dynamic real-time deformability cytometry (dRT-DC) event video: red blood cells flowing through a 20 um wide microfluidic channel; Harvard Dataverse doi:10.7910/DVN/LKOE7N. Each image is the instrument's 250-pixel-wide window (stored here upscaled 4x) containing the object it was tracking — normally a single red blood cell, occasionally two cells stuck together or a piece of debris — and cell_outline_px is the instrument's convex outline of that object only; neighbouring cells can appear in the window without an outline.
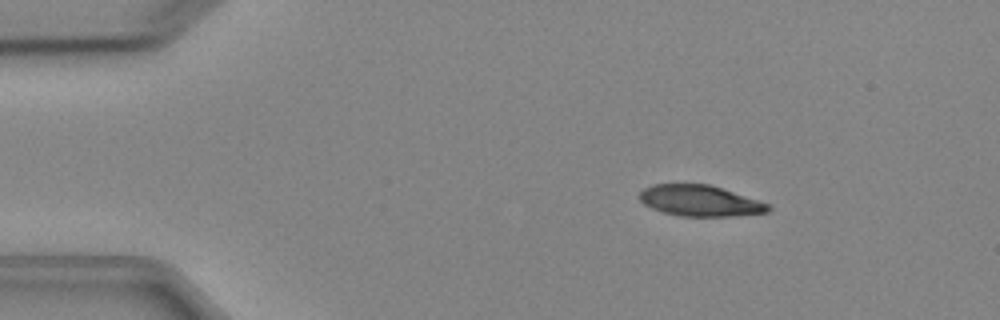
{"species": "Egyptian fruit bat (a non-hibernating species)", "species_latin": "Rousettus aegyptiacus", "temperature_condition": "cold", "stored_images_in_passage": 4, "camera_frame_rate_fps": 3000, "um_per_image_px": 0.085, "animal": {"sex": "female"}, "frame": {"image": 1, "passage_image": 2, "time_ms": 1.0, "image_size_px": [1000, 320], "cell_outline_px": [[772, 208], [768, 212], [732, 216], [680, 216], [664, 212], [652, 208], [644, 204], [636, 196], [644, 188], [652, 184], [708, 184], [772, 204]], "centroid_in_image_um": [59.5, 17.06], "position_along_channel_um": 25.5, "area_um2": 23.29}}